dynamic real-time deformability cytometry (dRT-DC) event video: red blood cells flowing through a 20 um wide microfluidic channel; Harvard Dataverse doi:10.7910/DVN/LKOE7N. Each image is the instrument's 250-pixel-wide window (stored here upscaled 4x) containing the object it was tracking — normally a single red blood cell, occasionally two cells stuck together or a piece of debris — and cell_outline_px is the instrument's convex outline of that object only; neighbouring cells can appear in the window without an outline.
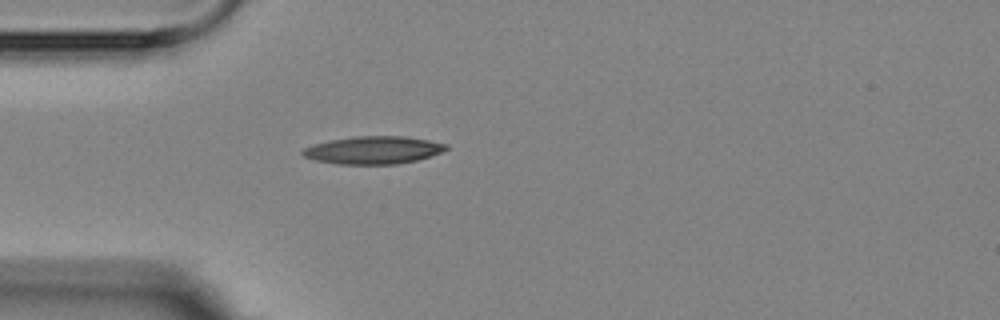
{"species": "Egyptian fruit bat (a non-hibernating species)", "species_latin": "Rousettus aegyptiacus", "temperature_condition": "room temperature", "stored_images_in_passage": 1, "camera_frame_rate_fps": 3000, "um_per_image_px": 0.085, "animal": {"sex": "female"}, "frame": {"image": 1, "passage_image": 1, "time_ms": 0.0, "image_size_px": [1000, 320], "cell_outline_px": [[448, 148], [444, 152], [416, 160], [396, 164], [340, 164], [316, 160], [304, 156], [300, 152], [304, 148], [328, 140], [356, 136], [404, 136], [428, 140], [448, 144]], "centroid_in_image_um": [31.76, 12.75], "position_along_channel_um": 53.2, "area_um2": 23.06}}